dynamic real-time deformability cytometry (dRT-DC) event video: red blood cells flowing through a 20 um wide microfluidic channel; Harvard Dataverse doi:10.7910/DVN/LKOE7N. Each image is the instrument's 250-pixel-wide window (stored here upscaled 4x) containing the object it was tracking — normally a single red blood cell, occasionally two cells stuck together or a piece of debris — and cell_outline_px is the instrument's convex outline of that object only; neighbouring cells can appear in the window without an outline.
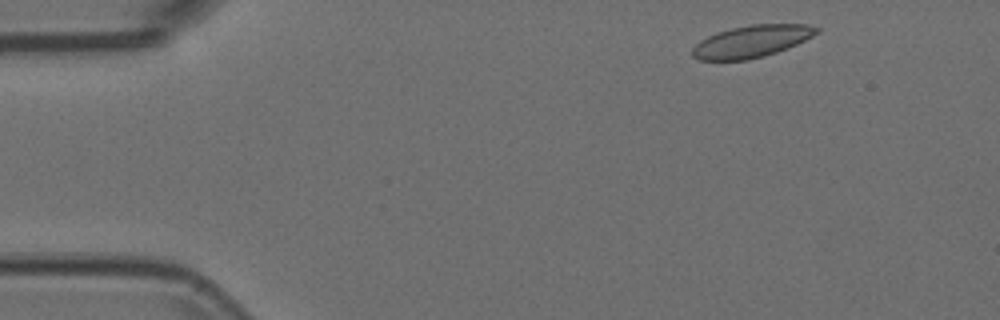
{"species": "Egyptian fruit bat (a non-hibernating species)", "species_latin": "Rousettus aegyptiacus", "temperature_condition": "room temperature", "stored_images_in_passage": 15, "camera_frame_rate_fps": 3000, "um_per_image_px": 0.085, "animal": {"sex": "female"}, "frame": {"image": 1, "passage_image": 3, "time_ms": 0.667, "image_size_px": [1000, 320], "cell_outline_px": [[820, 32], [788, 48], [764, 56], [748, 60], [700, 60], [692, 56], [692, 48], [700, 40], [716, 32], [732, 28], [752, 24], [808, 24], [820, 28]], "centroid_in_image_um": [63.89, 3.51], "position_along_channel_um": 21.1, "area_um2": 23.24}}
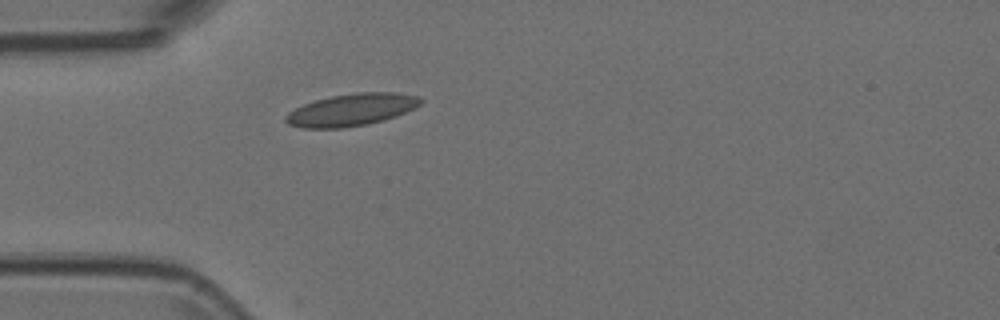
{"frame": {"image": 2, "passage_image": 12, "time_ms": 3.667, "image_size_px": [1000, 320], "cell_outline_px": [[424, 100], [420, 104], [396, 116], [384, 120], [364, 124], [340, 128], [300, 128], [288, 124], [284, 120], [284, 116], [288, 112], [304, 104], [316, 100], [332, 96], [356, 92], [396, 92], [420, 96]], "centroid_in_image_um": [29.86, 9.32], "position_along_channel_um": 55.1, "area_um2": 25.2}}